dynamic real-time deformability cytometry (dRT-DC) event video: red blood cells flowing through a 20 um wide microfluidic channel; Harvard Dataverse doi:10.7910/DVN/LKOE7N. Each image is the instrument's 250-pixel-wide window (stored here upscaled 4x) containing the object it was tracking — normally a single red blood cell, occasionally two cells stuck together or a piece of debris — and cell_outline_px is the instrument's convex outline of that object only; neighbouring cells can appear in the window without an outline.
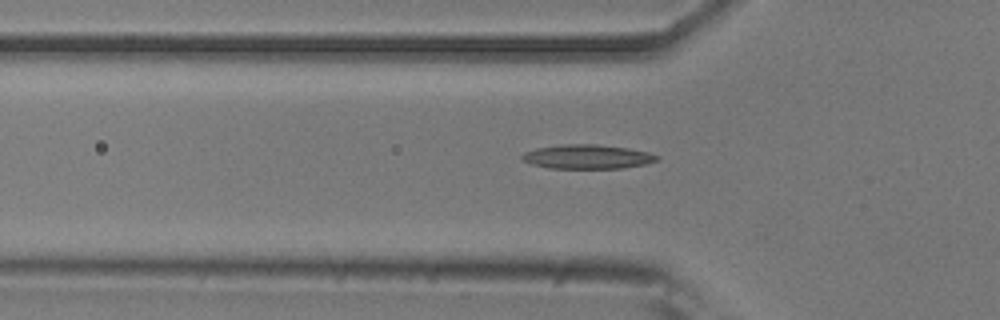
{"species": "common noctule bat (a hibernating species)", "species_latin": "Nyctalus noctula", "temperature_condition": "room temperature", "stored_images_in_passage": 50, "camera_frame_rate_fps": 3000, "um_per_image_px": 0.085, "animal": {"sex": "male", "body_mass_g": 20.5, "forearm_length_mm": 52.5}, "frame": {"image": 1, "passage_image": 17, "time_ms": 5.333, "image_size_px": [1000, 320], "cell_outline_px": [[660, 160], [644, 164], [624, 168], [548, 168], [532, 164], [524, 160], [520, 156], [524, 152], [536, 148], [564, 144], [596, 144], [628, 148], [648, 152], [660, 156]], "centroid_in_image_um": [49.95, 13.32], "position_along_channel_um": 75.9, "area_um2": 19.02}}
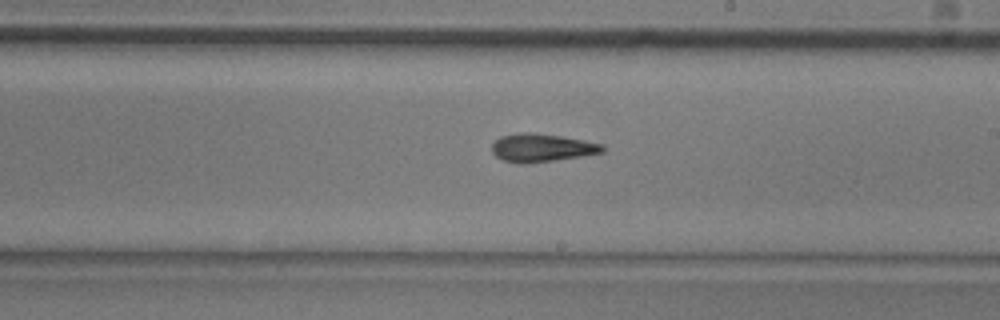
{"frame": {"image": 2, "passage_image": 30, "time_ms": 9.667, "image_size_px": [1000, 320], "cell_outline_px": [[604, 152], [556, 160], [524, 164], [520, 164], [504, 160], [496, 156], [492, 152], [492, 144], [500, 136], [516, 132], [532, 132], [560, 136], [584, 140], [604, 144]], "centroid_in_image_um": [46.03, 12.55], "position_along_channel_um": 243.0, "area_um2": 18.21}}
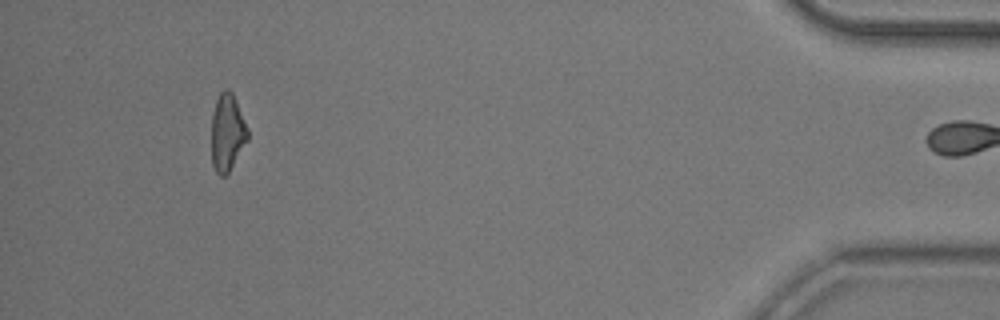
{"frame": {"image": 3, "passage_image": 49, "time_ms": 16.0, "image_size_px": [1000, 320], "cell_outline_px": [[248, 140], [228, 172], [224, 176], [220, 176], [216, 172], [212, 164], [212, 116], [216, 100], [220, 92], [224, 88], [228, 88], [232, 92], [248, 128]], "centroid_in_image_um": [19.32, 11.25], "position_along_channel_um": 415.9, "area_um2": 16.18}, "authors_computed_cell_mechanics": {"area_um2": 17.8024, "velocity_mm_per_s": 3.8325, "shape_relaxation_time_tau1_ms": 6.4417, "shape_relaxation_time_tau2_ms": 4.0108, "deformation_change_tau1": 0.1709, "deformation_change_tau2": 0.1337}}